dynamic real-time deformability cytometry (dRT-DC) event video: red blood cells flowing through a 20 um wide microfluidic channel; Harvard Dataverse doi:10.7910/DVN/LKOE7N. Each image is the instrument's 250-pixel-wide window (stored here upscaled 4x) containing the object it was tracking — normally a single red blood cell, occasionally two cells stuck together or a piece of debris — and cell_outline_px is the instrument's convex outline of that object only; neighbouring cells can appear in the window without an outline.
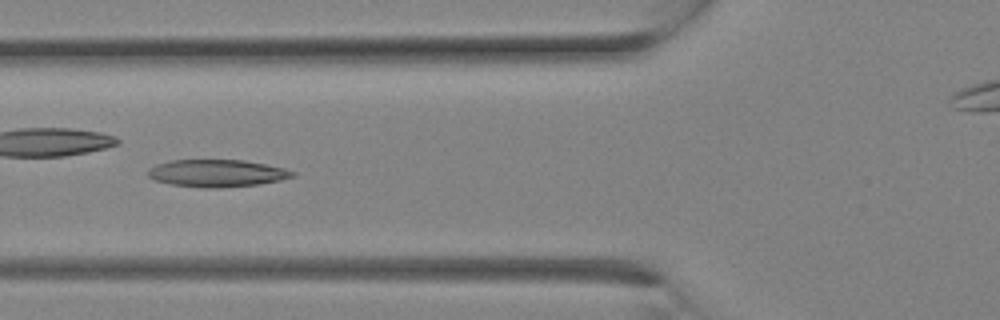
{"species": "Egyptian fruit bat (a non-hibernating species)", "species_latin": "Rousettus aegyptiacus", "temperature_condition": "room temperature", "stored_images_in_passage": 11, "camera_frame_rate_fps": 3000, "um_per_image_px": 0.085, "animal": {"sex": "female"}, "frame": {"image": 1, "passage_image": 8, "time_ms": 2.333, "image_size_px": [1000, 320], "cell_outline_px": [[296, 176], [280, 180], [260, 184], [220, 188], [204, 188], [172, 184], [152, 180], [148, 176], [148, 168], [156, 164], [168, 160], [244, 160], [284, 168], [296, 172]], "centroid_in_image_um": [18.42, 14.72], "position_along_channel_um": 107.4, "area_um2": 23.18}}
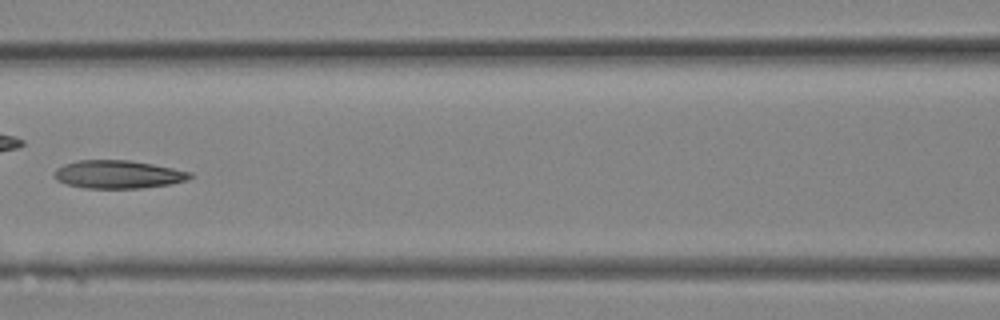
{"frame": {"image": 2, "passage_image": 10, "time_ms": 3.0, "image_size_px": [1000, 320], "cell_outline_px": [[192, 176], [188, 180], [172, 184], [140, 188], [84, 188], [68, 184], [56, 180], [56, 168], [64, 164], [76, 160], [128, 160], [152, 164], [192, 172]], "centroid_in_image_um": [10.06, 14.82], "position_along_channel_um": 156.5, "area_um2": 22.14}}